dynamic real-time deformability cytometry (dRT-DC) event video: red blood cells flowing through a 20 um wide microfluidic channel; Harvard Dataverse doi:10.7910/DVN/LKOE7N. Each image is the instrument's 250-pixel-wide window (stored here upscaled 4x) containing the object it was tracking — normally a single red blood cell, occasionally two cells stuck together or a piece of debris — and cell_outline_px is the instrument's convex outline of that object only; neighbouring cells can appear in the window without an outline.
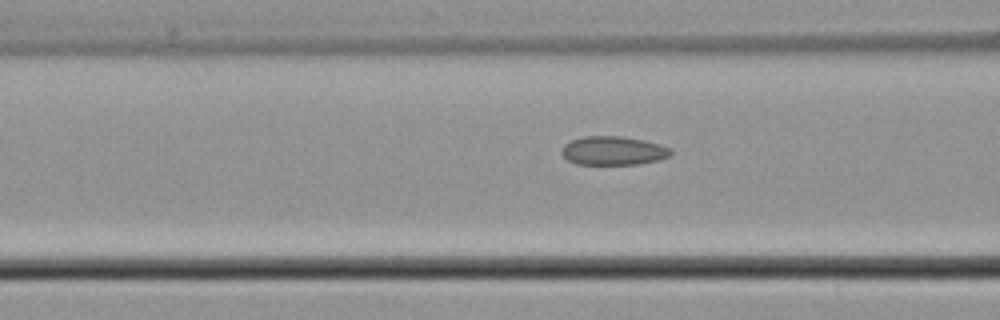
{"species": "common noctule bat (a hibernating species)", "species_latin": "Nyctalus noctula", "temperature_condition": "cold", "stored_images_in_passage": 15, "camera_frame_rate_fps": 3000, "um_per_image_px": 0.085, "animal": {"sex": "male", "body_mass_g": 21.5, "forearm_length_mm": 52.0}, "frame": {"image": 1, "passage_image": 13, "time_ms": 4.0, "image_size_px": [1000, 320], "cell_outline_px": [[672, 156], [660, 160], [636, 164], [576, 164], [568, 160], [560, 152], [564, 144], [572, 140], [584, 136], [620, 136], [644, 140], [660, 144], [672, 148]], "centroid_in_image_um": [52.16, 12.81], "position_along_channel_um": 114.4, "area_um2": 18.44}}